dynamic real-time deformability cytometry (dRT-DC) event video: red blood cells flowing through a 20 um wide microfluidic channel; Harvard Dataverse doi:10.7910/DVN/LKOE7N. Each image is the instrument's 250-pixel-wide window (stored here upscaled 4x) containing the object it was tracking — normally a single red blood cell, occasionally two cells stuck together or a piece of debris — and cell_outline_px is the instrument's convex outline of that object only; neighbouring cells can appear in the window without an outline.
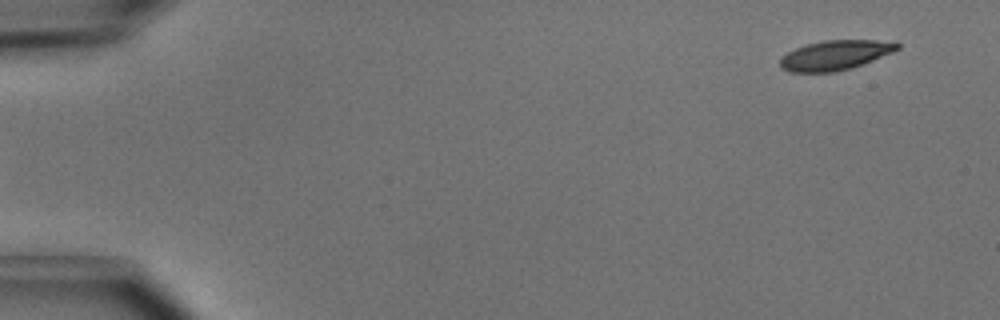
{"species": "common noctule bat (a hibernating species)", "species_latin": "Nyctalus noctula", "temperature_condition": "cold", "stored_images_in_passage": 6, "segment_of_instrument_passage": [2, 2], "camera_frame_rate_fps": 3000, "um_per_image_px": 0.085, "animal": {"sex": "male", "body_mass_g": 15.6}, "frame": {"image": 1, "passage_image": 6, "time_ms": 1.667, "image_size_px": [1000, 320], "cell_outline_px": [[900, 48], [892, 52], [852, 68], [836, 72], [788, 72], [780, 68], [780, 56], [796, 48], [808, 44], [824, 40], [896, 40], [900, 44]], "centroid_in_image_um": [71.0, 4.68], "position_along_channel_um": 14.0, "area_um2": 20.46}}